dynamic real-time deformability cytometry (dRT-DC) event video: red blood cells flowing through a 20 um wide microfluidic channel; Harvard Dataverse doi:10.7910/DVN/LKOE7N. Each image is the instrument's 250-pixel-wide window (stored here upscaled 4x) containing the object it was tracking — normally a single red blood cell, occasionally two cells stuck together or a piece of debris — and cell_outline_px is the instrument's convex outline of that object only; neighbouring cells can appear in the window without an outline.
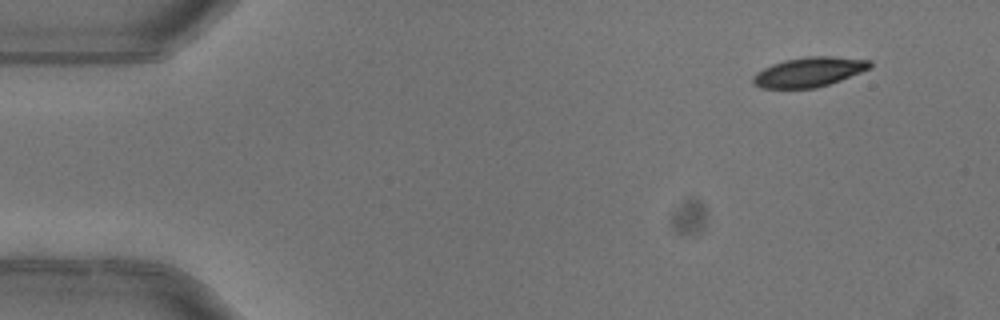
{"species": "common noctule bat (a hibernating species)", "species_latin": "Nyctalus noctula", "temperature_condition": "warm", "stored_images_in_passage": 3, "camera_frame_rate_fps": 3000, "um_per_image_px": 0.085, "animal": {"sex": "female"}, "frame": {"image": 1, "passage_image": 1, "time_ms": 0.0, "image_size_px": [1000, 320], "cell_outline_px": [[872, 68], [840, 80], [816, 88], [760, 88], [752, 84], [752, 76], [756, 72], [772, 64], [784, 60], [808, 56], [836, 56], [872, 60]], "centroid_in_image_um": [68.77, 6.11], "position_along_channel_um": 16.2, "area_um2": 20.4}}
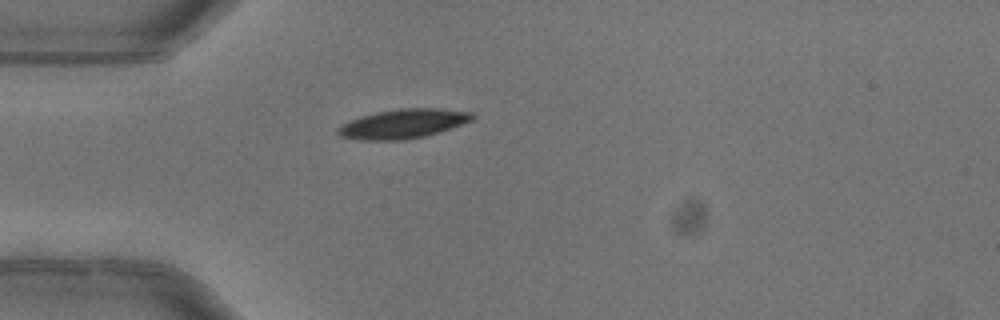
{"frame": {"image": 2, "passage_image": 3, "time_ms": 0.667, "image_size_px": [1000, 320], "cell_outline_px": [[476, 116], [472, 120], [440, 132], [424, 136], [404, 140], [360, 140], [340, 136], [336, 132], [336, 128], [360, 116], [376, 112], [400, 108], [440, 108], [472, 112]], "centroid_in_image_um": [34.28, 10.52], "position_along_channel_um": 50.7, "area_um2": 22.95}}